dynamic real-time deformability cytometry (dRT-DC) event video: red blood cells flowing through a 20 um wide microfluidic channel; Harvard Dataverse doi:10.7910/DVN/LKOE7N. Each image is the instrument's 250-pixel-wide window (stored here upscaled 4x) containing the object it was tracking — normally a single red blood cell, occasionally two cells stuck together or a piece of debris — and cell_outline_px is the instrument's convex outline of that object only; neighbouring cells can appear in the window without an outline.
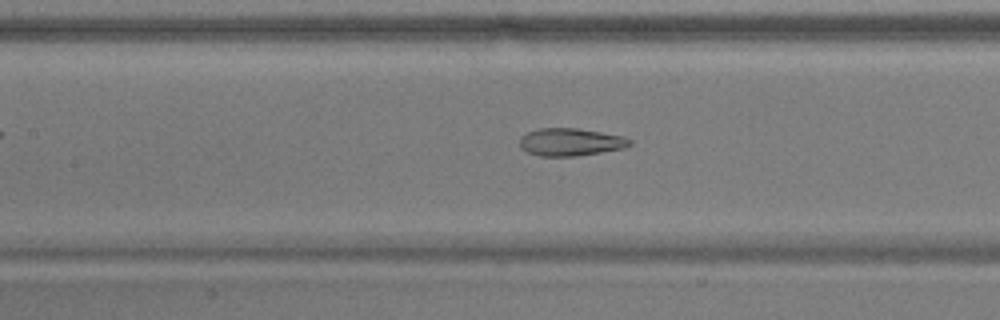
{"species": "common noctule bat (a hibernating species)", "species_latin": "Nyctalus noctula", "temperature_condition": "warm", "stored_images_in_passage": 53, "camera_frame_rate_fps": 3000, "um_per_image_px": 0.085, "animal": {"sex": "male", "body_mass_g": 17.9}, "frame": {"image": 1, "passage_image": 23, "time_ms": 7.333, "image_size_px": [1000, 320], "cell_outline_px": [[632, 144], [624, 148], [576, 156], [540, 156], [528, 152], [520, 148], [520, 136], [528, 132], [540, 128], [576, 128], [624, 136], [632, 140]], "centroid_in_image_um": [48.49, 12.07], "position_along_channel_um": 158.9, "area_um2": 17.69}}
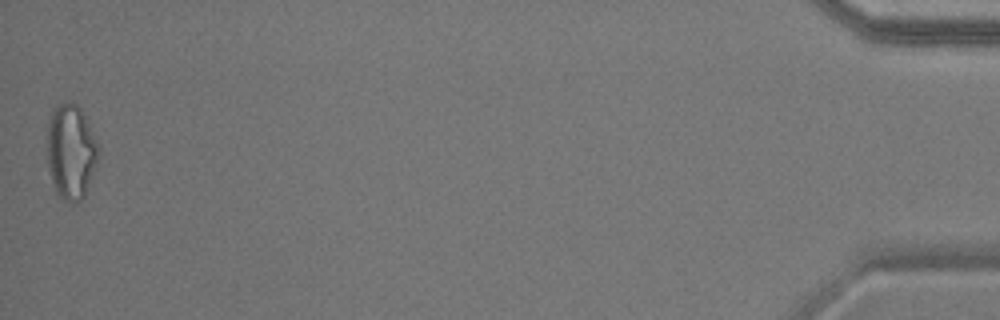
{"frame": {"image": 2, "passage_image": 53, "time_ms": 17.333, "image_size_px": [1000, 320], "cell_outline_px": [[100, 152], [84, 196], [80, 200], [72, 204], [64, 200], [56, 192], [48, 168], [48, 120], [52, 108], [56, 104], [68, 100], [76, 104], [80, 108], [100, 148]], "centroid_in_image_um": [6.02, 12.86], "position_along_channel_um": 429.2, "area_um2": 28.26}, "authors_computed_cell_mechanics": {"area_um2": 21.1548, "velocity_mm_per_s": 3.6757, "shape_relaxation_time_tau1_ms": null, "shape_relaxation_time_tau2_ms": 1.5678, "deformation_change_tau1": null, "deformation_change_tau2": 0.0995}}